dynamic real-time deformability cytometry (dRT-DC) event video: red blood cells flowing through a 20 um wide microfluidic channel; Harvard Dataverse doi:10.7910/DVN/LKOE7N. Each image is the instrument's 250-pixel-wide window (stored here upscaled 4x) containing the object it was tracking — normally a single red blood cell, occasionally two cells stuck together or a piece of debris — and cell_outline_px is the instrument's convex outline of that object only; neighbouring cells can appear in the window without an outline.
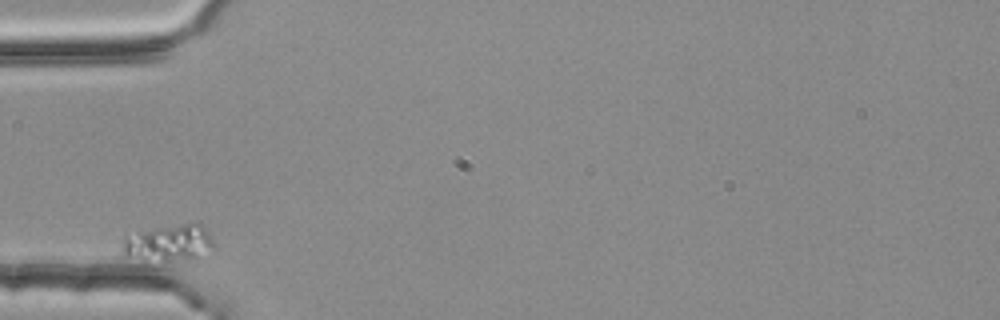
{"species": "common noctule bat (a hibernating species)", "species_latin": "Nyctalus noctula", "temperature_condition": "room temperature", "stored_images_in_passage": 1, "camera_frame_rate_fps": 3000, "um_per_image_px": 0.085, "animal": {"sex": "female", "body_mass_g": 25.1}, "frame": {"image": 1, "passage_image": 1, "time_ms": 0.0, "image_size_px": [1000, 320], "cell_outline_px": [[216, 248], [188, 260], [144, 264], [124, 256], [120, 252], [120, 248], [124, 232], [152, 228], [184, 224], [204, 224], [212, 236], [216, 244]], "centroid_in_image_um": [14.21, 20.7], "position_along_channel_um": 70.8, "area_um2": 21.27}}